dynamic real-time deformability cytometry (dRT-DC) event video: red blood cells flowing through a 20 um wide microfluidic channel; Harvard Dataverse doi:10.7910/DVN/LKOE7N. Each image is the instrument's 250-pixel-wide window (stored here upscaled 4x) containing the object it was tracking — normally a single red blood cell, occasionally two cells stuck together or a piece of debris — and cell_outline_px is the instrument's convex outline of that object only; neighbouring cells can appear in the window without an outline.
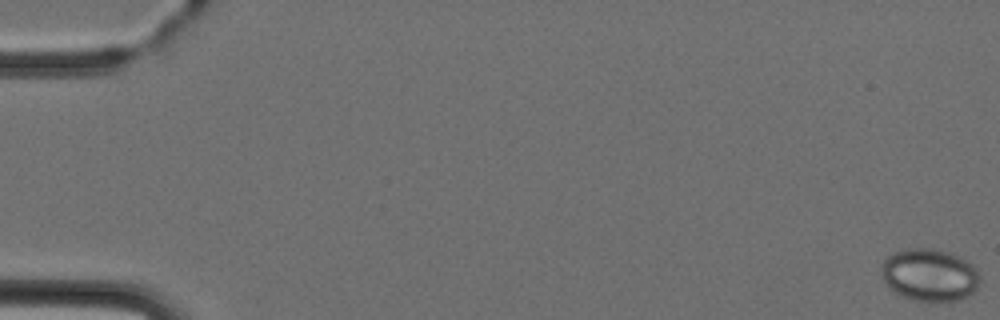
{"species": "Egyptian fruit bat (a non-hibernating species)", "species_latin": "Rousettus aegyptiacus", "temperature_condition": "cold", "stored_images_in_passage": 5, "camera_frame_rate_fps": 3000, "um_per_image_px": 0.085, "animal": {"sex": "female"}, "frame": {"image": 1, "passage_image": 1, "time_ms": 0.0, "image_size_px": [1000, 320], "cell_outline_px": [[980, 284], [972, 292], [960, 300], [916, 300], [904, 296], [896, 292], [880, 276], [880, 268], [884, 260], [888, 256], [896, 252], [908, 248], [932, 248], [948, 252], [960, 256], [972, 264], [976, 268], [980, 276]], "centroid_in_image_um": [79.03, 23.34], "position_along_channel_um": 6.0, "area_um2": 29.88}}